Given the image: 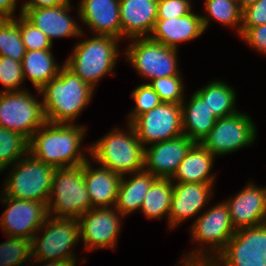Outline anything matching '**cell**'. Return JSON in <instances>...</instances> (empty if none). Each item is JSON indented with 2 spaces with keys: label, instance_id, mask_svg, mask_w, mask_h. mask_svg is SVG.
<instances>
[{
  "label": "cell",
  "instance_id": "cell-26",
  "mask_svg": "<svg viewBox=\"0 0 266 266\" xmlns=\"http://www.w3.org/2000/svg\"><path fill=\"white\" fill-rule=\"evenodd\" d=\"M133 177L125 178L123 175L116 200L115 208L125 217L136 210L140 211L144 196L152 183L157 179L150 172L142 171L132 174Z\"/></svg>",
  "mask_w": 266,
  "mask_h": 266
},
{
  "label": "cell",
  "instance_id": "cell-30",
  "mask_svg": "<svg viewBox=\"0 0 266 266\" xmlns=\"http://www.w3.org/2000/svg\"><path fill=\"white\" fill-rule=\"evenodd\" d=\"M204 9L208 16H202V24L204 30L209 26L210 17L223 25L237 29L240 36V28L242 21V10L240 9L237 0H205Z\"/></svg>",
  "mask_w": 266,
  "mask_h": 266
},
{
  "label": "cell",
  "instance_id": "cell-13",
  "mask_svg": "<svg viewBox=\"0 0 266 266\" xmlns=\"http://www.w3.org/2000/svg\"><path fill=\"white\" fill-rule=\"evenodd\" d=\"M137 138L145 148L183 135L181 104L162 102L138 116L132 123Z\"/></svg>",
  "mask_w": 266,
  "mask_h": 266
},
{
  "label": "cell",
  "instance_id": "cell-11",
  "mask_svg": "<svg viewBox=\"0 0 266 266\" xmlns=\"http://www.w3.org/2000/svg\"><path fill=\"white\" fill-rule=\"evenodd\" d=\"M256 125L251 117L240 111L217 119L214 127L200 143L215 157L230 154L250 146L256 139Z\"/></svg>",
  "mask_w": 266,
  "mask_h": 266
},
{
  "label": "cell",
  "instance_id": "cell-35",
  "mask_svg": "<svg viewBox=\"0 0 266 266\" xmlns=\"http://www.w3.org/2000/svg\"><path fill=\"white\" fill-rule=\"evenodd\" d=\"M131 97L135 101V108L128 115L131 124L138 116L150 111L162 103L158 94L148 83L141 84L132 91Z\"/></svg>",
  "mask_w": 266,
  "mask_h": 266
},
{
  "label": "cell",
  "instance_id": "cell-28",
  "mask_svg": "<svg viewBox=\"0 0 266 266\" xmlns=\"http://www.w3.org/2000/svg\"><path fill=\"white\" fill-rule=\"evenodd\" d=\"M217 118L228 117L238 113L235 108L236 91L222 81H212L196 91Z\"/></svg>",
  "mask_w": 266,
  "mask_h": 266
},
{
  "label": "cell",
  "instance_id": "cell-18",
  "mask_svg": "<svg viewBox=\"0 0 266 266\" xmlns=\"http://www.w3.org/2000/svg\"><path fill=\"white\" fill-rule=\"evenodd\" d=\"M70 9L69 3L55 7L20 9V14L40 29L53 43L54 38L84 35L77 22L67 13Z\"/></svg>",
  "mask_w": 266,
  "mask_h": 266
},
{
  "label": "cell",
  "instance_id": "cell-38",
  "mask_svg": "<svg viewBox=\"0 0 266 266\" xmlns=\"http://www.w3.org/2000/svg\"><path fill=\"white\" fill-rule=\"evenodd\" d=\"M192 11L190 0H158L157 19L182 17Z\"/></svg>",
  "mask_w": 266,
  "mask_h": 266
},
{
  "label": "cell",
  "instance_id": "cell-36",
  "mask_svg": "<svg viewBox=\"0 0 266 266\" xmlns=\"http://www.w3.org/2000/svg\"><path fill=\"white\" fill-rule=\"evenodd\" d=\"M17 24L26 50H52L53 43L50 39L22 14L19 15Z\"/></svg>",
  "mask_w": 266,
  "mask_h": 266
},
{
  "label": "cell",
  "instance_id": "cell-3",
  "mask_svg": "<svg viewBox=\"0 0 266 266\" xmlns=\"http://www.w3.org/2000/svg\"><path fill=\"white\" fill-rule=\"evenodd\" d=\"M127 125L128 132L116 127L88 148L101 167L122 176L144 169V147L132 125Z\"/></svg>",
  "mask_w": 266,
  "mask_h": 266
},
{
  "label": "cell",
  "instance_id": "cell-45",
  "mask_svg": "<svg viewBox=\"0 0 266 266\" xmlns=\"http://www.w3.org/2000/svg\"><path fill=\"white\" fill-rule=\"evenodd\" d=\"M258 0H237V3L240 7V9L243 11L246 9L248 6L253 5L256 3Z\"/></svg>",
  "mask_w": 266,
  "mask_h": 266
},
{
  "label": "cell",
  "instance_id": "cell-25",
  "mask_svg": "<svg viewBox=\"0 0 266 266\" xmlns=\"http://www.w3.org/2000/svg\"><path fill=\"white\" fill-rule=\"evenodd\" d=\"M181 113L183 134L194 143H201L217 121L197 92L190 97L189 103H181Z\"/></svg>",
  "mask_w": 266,
  "mask_h": 266
},
{
  "label": "cell",
  "instance_id": "cell-20",
  "mask_svg": "<svg viewBox=\"0 0 266 266\" xmlns=\"http://www.w3.org/2000/svg\"><path fill=\"white\" fill-rule=\"evenodd\" d=\"M78 14L95 35L122 39L120 0H80Z\"/></svg>",
  "mask_w": 266,
  "mask_h": 266
},
{
  "label": "cell",
  "instance_id": "cell-41",
  "mask_svg": "<svg viewBox=\"0 0 266 266\" xmlns=\"http://www.w3.org/2000/svg\"><path fill=\"white\" fill-rule=\"evenodd\" d=\"M69 3L70 0H27L24 2V4H22L21 9L55 7Z\"/></svg>",
  "mask_w": 266,
  "mask_h": 266
},
{
  "label": "cell",
  "instance_id": "cell-5",
  "mask_svg": "<svg viewBox=\"0 0 266 266\" xmlns=\"http://www.w3.org/2000/svg\"><path fill=\"white\" fill-rule=\"evenodd\" d=\"M92 208L84 180V163L56 168L47 202L48 216L78 219Z\"/></svg>",
  "mask_w": 266,
  "mask_h": 266
},
{
  "label": "cell",
  "instance_id": "cell-4",
  "mask_svg": "<svg viewBox=\"0 0 266 266\" xmlns=\"http://www.w3.org/2000/svg\"><path fill=\"white\" fill-rule=\"evenodd\" d=\"M119 40L101 35L81 40L64 65L95 89L97 82L108 73L112 74L116 66Z\"/></svg>",
  "mask_w": 266,
  "mask_h": 266
},
{
  "label": "cell",
  "instance_id": "cell-27",
  "mask_svg": "<svg viewBox=\"0 0 266 266\" xmlns=\"http://www.w3.org/2000/svg\"><path fill=\"white\" fill-rule=\"evenodd\" d=\"M51 50H26L21 61L23 76L29 78L36 90L58 76L62 67L54 62Z\"/></svg>",
  "mask_w": 266,
  "mask_h": 266
},
{
  "label": "cell",
  "instance_id": "cell-12",
  "mask_svg": "<svg viewBox=\"0 0 266 266\" xmlns=\"http://www.w3.org/2000/svg\"><path fill=\"white\" fill-rule=\"evenodd\" d=\"M214 260L216 266H266V223L236 230Z\"/></svg>",
  "mask_w": 266,
  "mask_h": 266
},
{
  "label": "cell",
  "instance_id": "cell-16",
  "mask_svg": "<svg viewBox=\"0 0 266 266\" xmlns=\"http://www.w3.org/2000/svg\"><path fill=\"white\" fill-rule=\"evenodd\" d=\"M225 203L235 230L266 223V186L262 188L249 182Z\"/></svg>",
  "mask_w": 266,
  "mask_h": 266
},
{
  "label": "cell",
  "instance_id": "cell-44",
  "mask_svg": "<svg viewBox=\"0 0 266 266\" xmlns=\"http://www.w3.org/2000/svg\"><path fill=\"white\" fill-rule=\"evenodd\" d=\"M39 262H40V264H46V265H43V266H72L68 262H64V261L46 260V261H38L36 263H39Z\"/></svg>",
  "mask_w": 266,
  "mask_h": 266
},
{
  "label": "cell",
  "instance_id": "cell-40",
  "mask_svg": "<svg viewBox=\"0 0 266 266\" xmlns=\"http://www.w3.org/2000/svg\"><path fill=\"white\" fill-rule=\"evenodd\" d=\"M266 24V0H258L242 11L241 27H256Z\"/></svg>",
  "mask_w": 266,
  "mask_h": 266
},
{
  "label": "cell",
  "instance_id": "cell-33",
  "mask_svg": "<svg viewBox=\"0 0 266 266\" xmlns=\"http://www.w3.org/2000/svg\"><path fill=\"white\" fill-rule=\"evenodd\" d=\"M0 244V266H20L32 260L31 240L7 236Z\"/></svg>",
  "mask_w": 266,
  "mask_h": 266
},
{
  "label": "cell",
  "instance_id": "cell-37",
  "mask_svg": "<svg viewBox=\"0 0 266 266\" xmlns=\"http://www.w3.org/2000/svg\"><path fill=\"white\" fill-rule=\"evenodd\" d=\"M24 81L21 62L0 56V83L5 86L1 92L21 91L20 86Z\"/></svg>",
  "mask_w": 266,
  "mask_h": 266
},
{
  "label": "cell",
  "instance_id": "cell-1",
  "mask_svg": "<svg viewBox=\"0 0 266 266\" xmlns=\"http://www.w3.org/2000/svg\"><path fill=\"white\" fill-rule=\"evenodd\" d=\"M84 126L46 122L29 140V153L55 168L75 167L88 159L81 153Z\"/></svg>",
  "mask_w": 266,
  "mask_h": 266
},
{
  "label": "cell",
  "instance_id": "cell-23",
  "mask_svg": "<svg viewBox=\"0 0 266 266\" xmlns=\"http://www.w3.org/2000/svg\"><path fill=\"white\" fill-rule=\"evenodd\" d=\"M122 175L107 168L93 169L84 163V180L92 207H115Z\"/></svg>",
  "mask_w": 266,
  "mask_h": 266
},
{
  "label": "cell",
  "instance_id": "cell-39",
  "mask_svg": "<svg viewBox=\"0 0 266 266\" xmlns=\"http://www.w3.org/2000/svg\"><path fill=\"white\" fill-rule=\"evenodd\" d=\"M240 36L254 50L266 54V24L256 27H241Z\"/></svg>",
  "mask_w": 266,
  "mask_h": 266
},
{
  "label": "cell",
  "instance_id": "cell-15",
  "mask_svg": "<svg viewBox=\"0 0 266 266\" xmlns=\"http://www.w3.org/2000/svg\"><path fill=\"white\" fill-rule=\"evenodd\" d=\"M124 217L115 207H94L78 218L80 239L85 250L116 248Z\"/></svg>",
  "mask_w": 266,
  "mask_h": 266
},
{
  "label": "cell",
  "instance_id": "cell-21",
  "mask_svg": "<svg viewBox=\"0 0 266 266\" xmlns=\"http://www.w3.org/2000/svg\"><path fill=\"white\" fill-rule=\"evenodd\" d=\"M157 7L158 0H120L122 37H149L157 20Z\"/></svg>",
  "mask_w": 266,
  "mask_h": 266
},
{
  "label": "cell",
  "instance_id": "cell-19",
  "mask_svg": "<svg viewBox=\"0 0 266 266\" xmlns=\"http://www.w3.org/2000/svg\"><path fill=\"white\" fill-rule=\"evenodd\" d=\"M213 183H175L168 215V226L172 229L184 220L200 213L213 196Z\"/></svg>",
  "mask_w": 266,
  "mask_h": 266
},
{
  "label": "cell",
  "instance_id": "cell-32",
  "mask_svg": "<svg viewBox=\"0 0 266 266\" xmlns=\"http://www.w3.org/2000/svg\"><path fill=\"white\" fill-rule=\"evenodd\" d=\"M26 48L16 18L0 19V56L22 61Z\"/></svg>",
  "mask_w": 266,
  "mask_h": 266
},
{
  "label": "cell",
  "instance_id": "cell-22",
  "mask_svg": "<svg viewBox=\"0 0 266 266\" xmlns=\"http://www.w3.org/2000/svg\"><path fill=\"white\" fill-rule=\"evenodd\" d=\"M204 32L201 15L191 12L182 17L157 19L149 38L177 49L180 42L194 40Z\"/></svg>",
  "mask_w": 266,
  "mask_h": 266
},
{
  "label": "cell",
  "instance_id": "cell-17",
  "mask_svg": "<svg viewBox=\"0 0 266 266\" xmlns=\"http://www.w3.org/2000/svg\"><path fill=\"white\" fill-rule=\"evenodd\" d=\"M195 143L184 134L144 148V169L157 178H171Z\"/></svg>",
  "mask_w": 266,
  "mask_h": 266
},
{
  "label": "cell",
  "instance_id": "cell-9",
  "mask_svg": "<svg viewBox=\"0 0 266 266\" xmlns=\"http://www.w3.org/2000/svg\"><path fill=\"white\" fill-rule=\"evenodd\" d=\"M125 56L139 75L151 82L161 77L181 76L177 64V50L151 40L132 38ZM179 70V71H178Z\"/></svg>",
  "mask_w": 266,
  "mask_h": 266
},
{
  "label": "cell",
  "instance_id": "cell-8",
  "mask_svg": "<svg viewBox=\"0 0 266 266\" xmlns=\"http://www.w3.org/2000/svg\"><path fill=\"white\" fill-rule=\"evenodd\" d=\"M28 90L0 91V127L21 134L28 140L47 121L43 104Z\"/></svg>",
  "mask_w": 266,
  "mask_h": 266
},
{
  "label": "cell",
  "instance_id": "cell-43",
  "mask_svg": "<svg viewBox=\"0 0 266 266\" xmlns=\"http://www.w3.org/2000/svg\"><path fill=\"white\" fill-rule=\"evenodd\" d=\"M182 260L184 266H216L215 260L211 258L183 257Z\"/></svg>",
  "mask_w": 266,
  "mask_h": 266
},
{
  "label": "cell",
  "instance_id": "cell-34",
  "mask_svg": "<svg viewBox=\"0 0 266 266\" xmlns=\"http://www.w3.org/2000/svg\"><path fill=\"white\" fill-rule=\"evenodd\" d=\"M181 76L161 77L148 81L162 102L181 104L184 101V86Z\"/></svg>",
  "mask_w": 266,
  "mask_h": 266
},
{
  "label": "cell",
  "instance_id": "cell-31",
  "mask_svg": "<svg viewBox=\"0 0 266 266\" xmlns=\"http://www.w3.org/2000/svg\"><path fill=\"white\" fill-rule=\"evenodd\" d=\"M29 153V140L16 132L0 127V172Z\"/></svg>",
  "mask_w": 266,
  "mask_h": 266
},
{
  "label": "cell",
  "instance_id": "cell-2",
  "mask_svg": "<svg viewBox=\"0 0 266 266\" xmlns=\"http://www.w3.org/2000/svg\"><path fill=\"white\" fill-rule=\"evenodd\" d=\"M37 92L43 95L47 122L74 124L91 101L94 88L63 64L58 76Z\"/></svg>",
  "mask_w": 266,
  "mask_h": 266
},
{
  "label": "cell",
  "instance_id": "cell-6",
  "mask_svg": "<svg viewBox=\"0 0 266 266\" xmlns=\"http://www.w3.org/2000/svg\"><path fill=\"white\" fill-rule=\"evenodd\" d=\"M38 231L44 233L41 234L42 236L36 233L31 240L32 260H35L34 263L36 261L52 260L64 261L76 266V261L79 260H76L75 252L72 249L76 243L81 241L79 240L78 219L48 216Z\"/></svg>",
  "mask_w": 266,
  "mask_h": 266
},
{
  "label": "cell",
  "instance_id": "cell-10",
  "mask_svg": "<svg viewBox=\"0 0 266 266\" xmlns=\"http://www.w3.org/2000/svg\"><path fill=\"white\" fill-rule=\"evenodd\" d=\"M192 240L198 244H207L210 249L196 248L185 257L215 259L226 247L236 230L232 226L229 208L225 201L210 207L197 217L191 228ZM213 251V252H212ZM212 252V253H211Z\"/></svg>",
  "mask_w": 266,
  "mask_h": 266
},
{
  "label": "cell",
  "instance_id": "cell-29",
  "mask_svg": "<svg viewBox=\"0 0 266 266\" xmlns=\"http://www.w3.org/2000/svg\"><path fill=\"white\" fill-rule=\"evenodd\" d=\"M170 178H157L144 196L141 212L150 219L168 216L173 196V184Z\"/></svg>",
  "mask_w": 266,
  "mask_h": 266
},
{
  "label": "cell",
  "instance_id": "cell-24",
  "mask_svg": "<svg viewBox=\"0 0 266 266\" xmlns=\"http://www.w3.org/2000/svg\"><path fill=\"white\" fill-rule=\"evenodd\" d=\"M214 158L200 143H195L170 179L175 183H214L215 176L210 174Z\"/></svg>",
  "mask_w": 266,
  "mask_h": 266
},
{
  "label": "cell",
  "instance_id": "cell-14",
  "mask_svg": "<svg viewBox=\"0 0 266 266\" xmlns=\"http://www.w3.org/2000/svg\"><path fill=\"white\" fill-rule=\"evenodd\" d=\"M0 201L8 206L0 217V228L5 236L32 240L48 217L47 205L43 202L20 200L3 194Z\"/></svg>",
  "mask_w": 266,
  "mask_h": 266
},
{
  "label": "cell",
  "instance_id": "cell-42",
  "mask_svg": "<svg viewBox=\"0 0 266 266\" xmlns=\"http://www.w3.org/2000/svg\"><path fill=\"white\" fill-rule=\"evenodd\" d=\"M17 0H0V19L14 18Z\"/></svg>",
  "mask_w": 266,
  "mask_h": 266
},
{
  "label": "cell",
  "instance_id": "cell-7",
  "mask_svg": "<svg viewBox=\"0 0 266 266\" xmlns=\"http://www.w3.org/2000/svg\"><path fill=\"white\" fill-rule=\"evenodd\" d=\"M1 194L7 197L43 202L47 205L55 167L36 159L30 153L16 161Z\"/></svg>",
  "mask_w": 266,
  "mask_h": 266
}]
</instances>
